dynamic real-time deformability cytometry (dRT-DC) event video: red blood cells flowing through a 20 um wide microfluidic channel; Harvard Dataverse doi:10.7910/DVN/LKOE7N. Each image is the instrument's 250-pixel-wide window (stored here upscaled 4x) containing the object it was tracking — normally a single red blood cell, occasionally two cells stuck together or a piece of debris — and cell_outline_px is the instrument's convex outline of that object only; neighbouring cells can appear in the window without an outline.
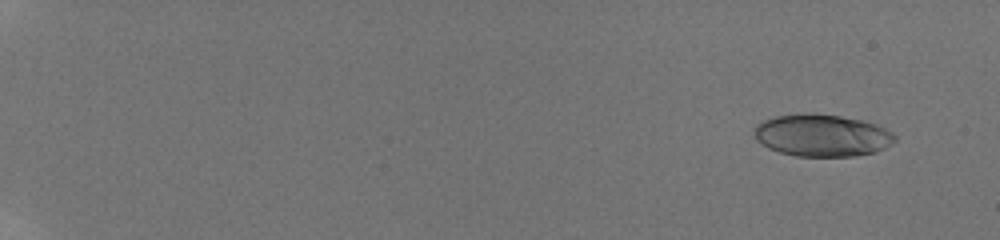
{"species": "human", "species_latin": "Homo sapiens", "temperature_condition": "room temperature", "stored_images_in_passage": 57, "camera_frame_rate_fps": 3000, "um_per_image_px": 0.085, "donor": {"sex": "male"}, "frame": {"image": 1, "passage_image": 5, "time_ms": 1.333, "image_size_px": [1000, 240], "cell_outline_px": [[896, 140], [892, 144], [876, 152], [852, 156], [796, 156], [780, 152], [768, 148], [756, 140], [756, 124], [764, 120], [776, 116], [800, 112], [812, 112], [840, 116], [864, 120], [876, 124], [892, 132], [896, 136]], "centroid_in_image_um": [69.89, 11.49], "position_along_channel_um": 15.1, "area_um2": 34.8}}
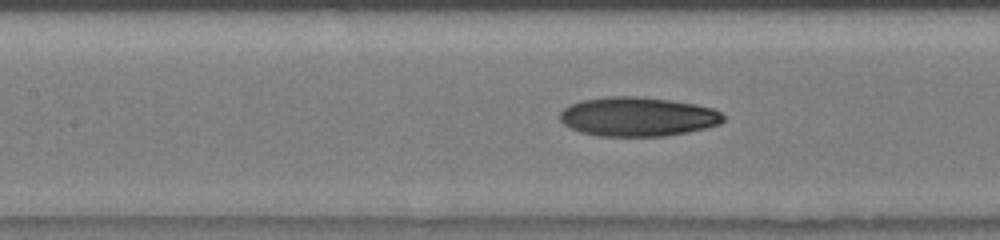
{"frame": {"image": 2, "passage_image": 31, "time_ms": 10.0, "image_size_px": [1000, 240], "cell_outline_px": [[724, 120], [720, 124], [688, 132], [664, 136], [600, 136], [580, 132], [564, 124], [560, 120], [560, 112], [568, 104], [580, 100], [604, 96], [636, 96], [672, 100], [696, 104], [712, 108], [720, 112], [724, 116]], "centroid_in_image_um": [54.18, 9.9], "position_along_channel_um": 153.2, "area_um2": 37.57}}
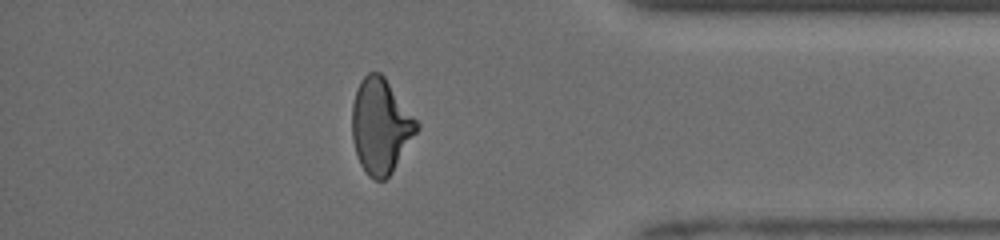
{"frame": {"image": 3, "passage_image": 51, "time_ms": 16.667, "image_size_px": [1000, 240], "cell_outline_px": [[420, 128], [392, 172], [384, 180], [376, 180], [368, 176], [360, 164], [356, 156], [352, 140], [352, 104], [356, 88], [360, 80], [368, 72], [380, 72], [384, 76], [420, 124]], "centroid_in_image_um": [32.34, 10.71], "position_along_channel_um": 402.9, "area_um2": 35.95}, "authors_computed_cell_mechanics": {"area_um2": 35.4314, "velocity_mm_per_s": 3.9777, "shape_relaxation_time_tau1_ms": 10.2708, "shape_relaxation_time_tau2_ms": 2.2109, "deformation_change_tau1": 0.2695, "deformation_change_tau2": 0.0956}}